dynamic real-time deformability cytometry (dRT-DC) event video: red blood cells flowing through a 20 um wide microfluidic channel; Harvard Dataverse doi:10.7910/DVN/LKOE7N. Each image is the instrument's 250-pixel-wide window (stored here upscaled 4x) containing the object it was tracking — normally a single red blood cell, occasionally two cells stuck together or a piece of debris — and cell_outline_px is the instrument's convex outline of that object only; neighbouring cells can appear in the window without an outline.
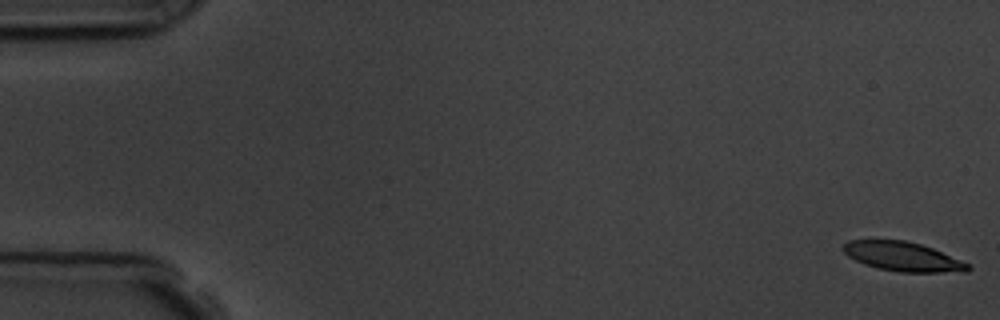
{"species": "common noctule bat (a hibernating species)", "species_latin": "Nyctalus noctula", "temperature_condition": "room temperature", "stored_images_in_passage": 57, "camera_frame_rate_fps": 3000, "um_per_image_px": 0.085, "animal": {"sex": "male", "body_mass_g": 19.5, "forearm_length_mm": 54.6}, "frame": {"image": 1, "passage_image": 1, "time_ms": 0.0, "image_size_px": [1000, 320], "cell_outline_px": [[972, 268], [968, 272], [900, 272], [880, 268], [864, 264], [848, 256], [840, 248], [848, 240], [904, 240], [920, 244], [932, 248], [960, 260], [968, 264]], "centroid_in_image_um": [76.73, 21.81], "position_along_channel_um": 8.3, "area_um2": 21.1}}
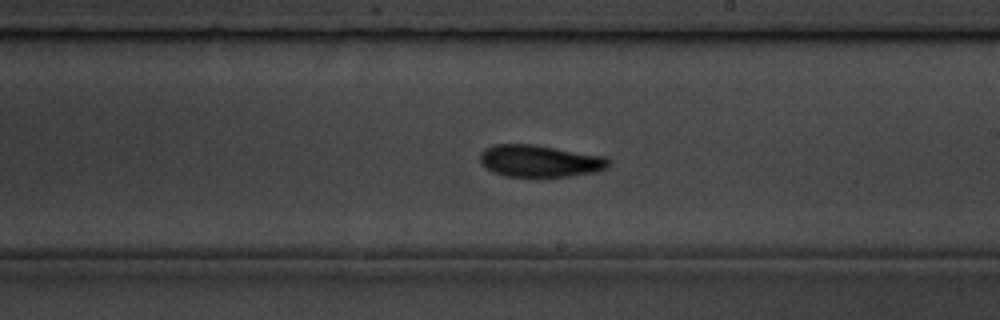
{"frame": {"image": 2, "passage_image": 33, "time_ms": 10.667, "image_size_px": [1000, 320], "cell_outline_px": [[612, 164], [608, 168], [596, 172], [568, 176], [536, 180], [504, 176], [492, 172], [480, 164], [480, 152], [484, 148], [492, 144], [532, 144], [608, 156], [612, 160]], "centroid_in_image_um": [45.9, 13.72], "position_along_channel_um": 243.1, "area_um2": 25.37}}
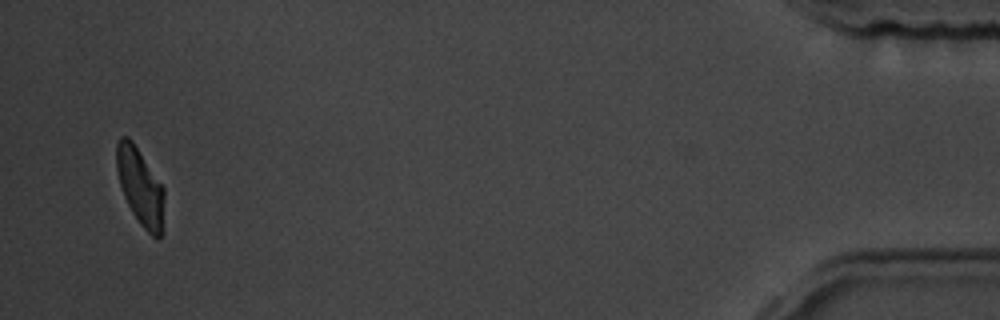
{"frame": {"image": 3, "passage_image": 55, "time_ms": 18.0, "image_size_px": [1000, 320], "cell_outline_px": [[164, 196], [160, 236], [156, 240], [140, 224], [132, 212], [124, 196], [120, 184], [116, 168], [116, 144], [120, 136], [128, 136], [132, 140], [164, 188]], "centroid_in_image_um": [11.89, 15.83], "position_along_channel_um": 423.3, "area_um2": 21.1}, "authors_computed_cell_mechanics": {"area_um2": 23.0622, "velocity_mm_per_s": 3.5862, "shape_relaxation_time_tau1_ms": 4.1987, "shape_relaxation_time_tau2_ms": 4.6684, "deformation_change_tau1": 0.1727, "deformation_change_tau2": 0.1206}}